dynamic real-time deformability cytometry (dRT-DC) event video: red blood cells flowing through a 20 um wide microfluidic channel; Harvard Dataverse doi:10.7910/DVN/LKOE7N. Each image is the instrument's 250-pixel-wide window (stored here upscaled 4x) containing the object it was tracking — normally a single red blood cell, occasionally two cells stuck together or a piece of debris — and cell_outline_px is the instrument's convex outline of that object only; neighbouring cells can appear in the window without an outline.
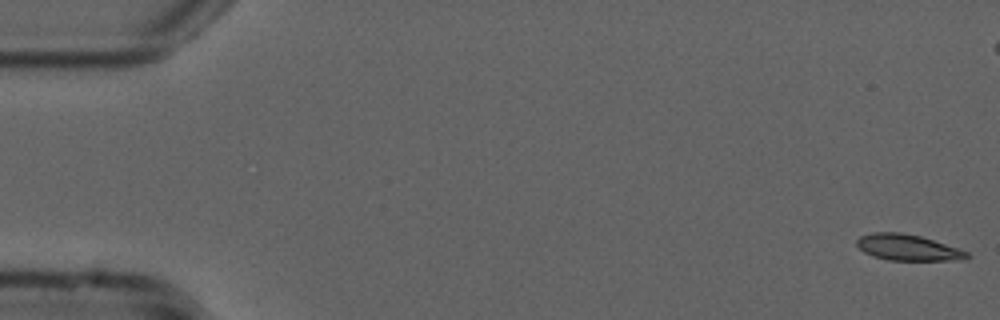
{"species": "common noctule bat (a hibernating species)", "species_latin": "Nyctalus noctula", "temperature_condition": "cold", "stored_images_in_passage": 15, "camera_frame_rate_fps": 3000, "um_per_image_px": 0.085, "animal": {"sex": "male", "forearm_length_mm": 52.5}, "frame": {"image": 1, "passage_image": 1, "time_ms": 0.0, "image_size_px": [1000, 320], "cell_outline_px": [[972, 256], [968, 260], [888, 260], [872, 256], [864, 252], [856, 244], [856, 240], [860, 236], [872, 232], [900, 232], [920, 236], [960, 248], [968, 252]], "centroid_in_image_um": [77.2, 21.04], "position_along_channel_um": 7.8, "area_um2": 16.94}}
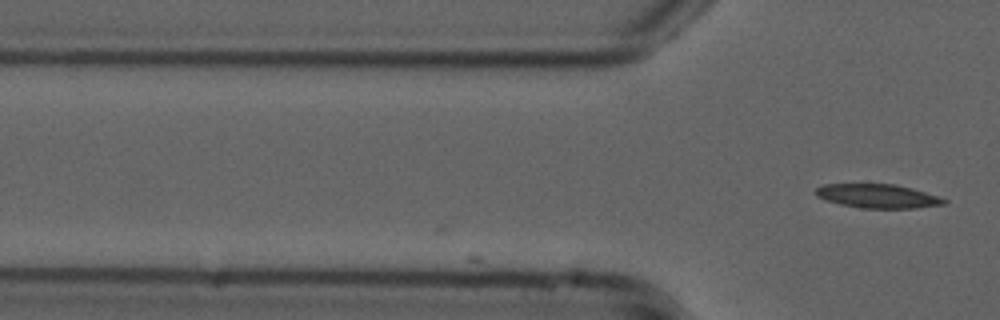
{"frame": {"image": 2, "passage_image": 15, "time_ms": 4.667, "image_size_px": [1000, 320], "cell_outline_px": [[948, 204], [916, 208], [860, 208], [840, 204], [824, 200], [816, 196], [816, 188], [824, 184], [896, 184], [912, 188], [948, 200]], "centroid_in_image_um": [74.61, 16.67], "position_along_channel_um": 51.2, "area_um2": 17.92}}